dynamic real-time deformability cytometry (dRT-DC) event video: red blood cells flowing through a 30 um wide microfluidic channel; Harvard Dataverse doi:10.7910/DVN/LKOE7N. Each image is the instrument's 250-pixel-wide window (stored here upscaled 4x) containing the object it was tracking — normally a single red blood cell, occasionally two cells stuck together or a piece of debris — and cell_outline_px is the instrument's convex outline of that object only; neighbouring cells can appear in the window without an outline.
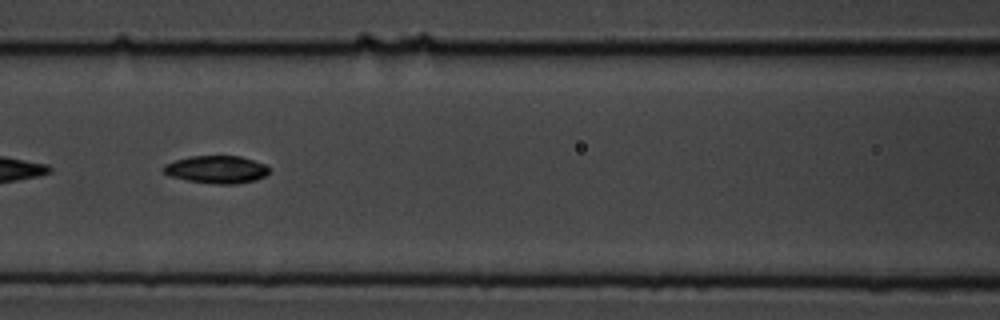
{"species": "common noctule bat (a hibernating species)", "species_latin": "Nyctalus noctula", "temperature_condition": "cold", "stored_images_in_passage": 18, "segment_of_instrument_passage": [2, 3], "camera_frame_rate_fps": 3000, "um_per_image_px": 0.085, "animal": {"sex": "male", "body_mass_g": 19.5, "forearm_length_mm": 54.6}, "frame": {"image": 1, "passage_image": 8, "time_ms": 8.0, "image_size_px": [1000, 320], "cell_outline_px": [[268, 172], [264, 176], [256, 180], [236, 184], [220, 184], [188, 180], [168, 176], [160, 168], [164, 164], [176, 160], [192, 156], [240, 156], [264, 164], [268, 168]], "centroid_in_image_um": [18.36, 14.4], "position_along_channel_um": 148.2, "area_um2": 16.88}}
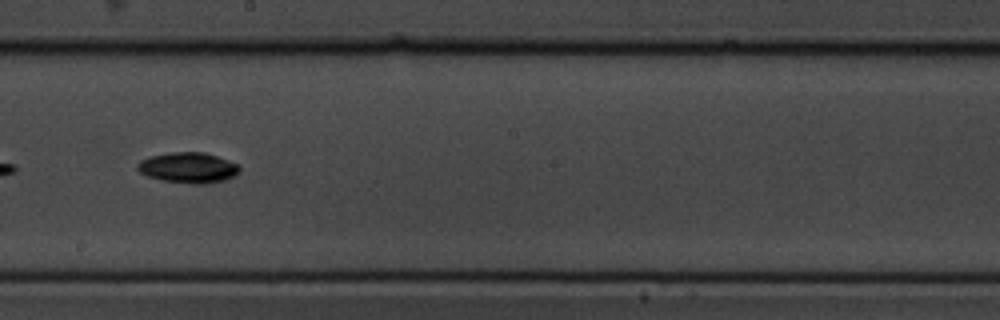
{"frame": {"image": 2, "passage_image": 10, "time_ms": 10.333, "image_size_px": [1000, 320], "cell_outline_px": [[240, 172], [224, 180], [204, 184], [192, 184], [164, 180], [148, 176], [140, 172], [136, 168], [136, 164], [140, 160], [152, 156], [172, 152], [204, 152], [228, 160], [236, 164], [240, 168]], "centroid_in_image_um": [15.99, 14.25], "position_along_channel_um": 232.2, "area_um2": 17.98}}
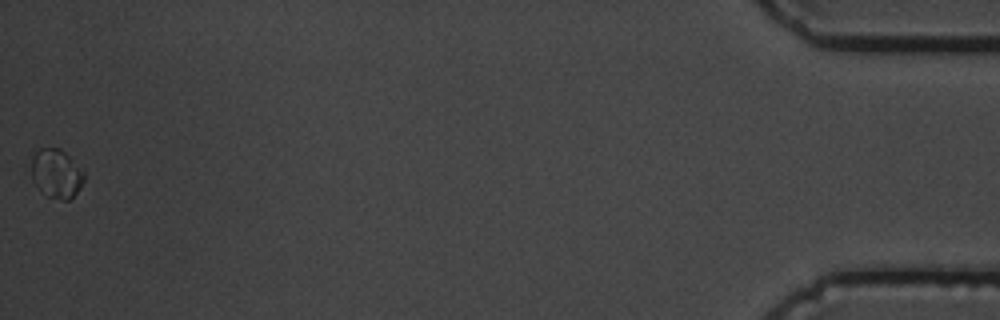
{"frame": {"image": 3, "passage_image": 17, "time_ms": 18.333, "image_size_px": [1000, 320], "cell_outline_px": [[84, 180], [80, 188], [68, 200], [64, 200], [48, 196], [32, 180], [32, 156], [40, 148], [60, 148], [84, 172]], "centroid_in_image_um": [4.79, 14.74], "position_along_channel_um": 430.4, "area_um2": 14.62}}